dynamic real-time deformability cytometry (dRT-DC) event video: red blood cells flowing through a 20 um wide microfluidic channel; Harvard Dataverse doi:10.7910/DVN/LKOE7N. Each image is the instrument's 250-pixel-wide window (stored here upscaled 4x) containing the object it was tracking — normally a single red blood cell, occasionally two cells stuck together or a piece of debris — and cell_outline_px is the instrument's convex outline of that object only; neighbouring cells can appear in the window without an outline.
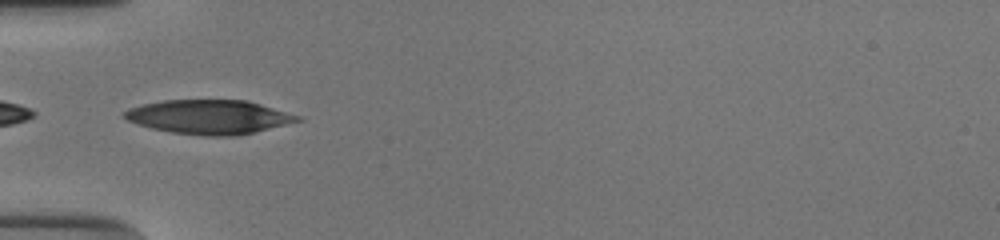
{"species": "human", "species_latin": "Homo sapiens", "temperature_condition": "cold", "stored_images_in_passage": 36, "camera_frame_rate_fps": 3000, "um_per_image_px": 0.085, "donor": {"sex": "male"}, "frame": {"image": 1, "passage_image": 1, "time_ms": 0.0, "image_size_px": [1000, 240], "cell_outline_px": [[304, 120], [236, 136], [208, 136], [172, 132], [152, 128], [128, 120], [124, 116], [124, 112], [132, 108], [144, 104], [164, 100], [244, 100], [260, 104], [300, 116]], "centroid_in_image_um": [17.81, 9.94], "position_along_channel_um": 67.2, "area_um2": 33.87}}
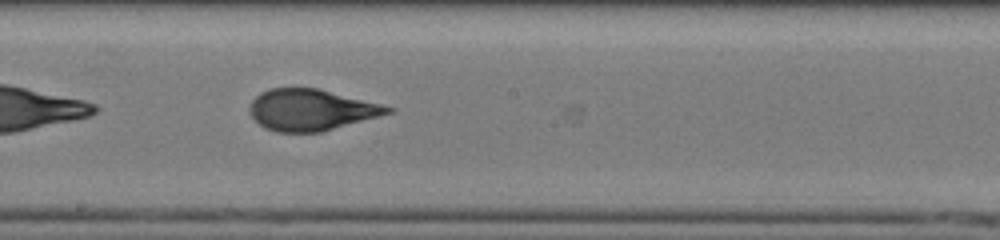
{"frame": {"image": 2, "passage_image": 13, "time_ms": 4.0, "image_size_px": [1000, 240], "cell_outline_px": [[396, 108], [392, 112], [320, 132], [276, 132], [264, 128], [252, 116], [248, 108], [252, 100], [260, 92], [268, 88], [316, 88]], "centroid_in_image_um": [26.38, 9.33], "position_along_channel_um": 221.8, "area_um2": 32.77}}
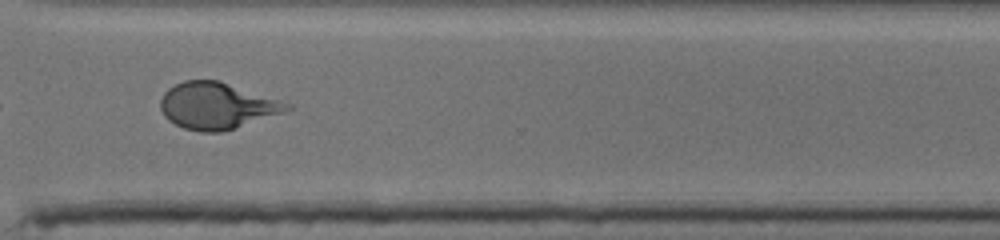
{"frame": {"image": 3, "passage_image": 23, "time_ms": 7.333, "image_size_px": [1000, 240], "cell_outline_px": [[292, 108], [220, 132], [200, 132], [184, 128], [168, 120], [164, 116], [160, 108], [160, 100], [164, 92], [168, 88], [184, 80], [220, 80], [292, 104]], "centroid_in_image_um": [18.36, 8.97], "position_along_channel_um": 352.2, "area_um2": 33.76}, "authors_computed_cell_mechanics": {"area_um2": 33.813, "velocity_mm_per_s": 3.9151, "shape_relaxation_time_tau1_ms": 5.2309, "shape_relaxation_time_tau2_ms": 0.7724, "deformation_change_tau1": 0.216, "deformation_change_tau2": 0.0804}}